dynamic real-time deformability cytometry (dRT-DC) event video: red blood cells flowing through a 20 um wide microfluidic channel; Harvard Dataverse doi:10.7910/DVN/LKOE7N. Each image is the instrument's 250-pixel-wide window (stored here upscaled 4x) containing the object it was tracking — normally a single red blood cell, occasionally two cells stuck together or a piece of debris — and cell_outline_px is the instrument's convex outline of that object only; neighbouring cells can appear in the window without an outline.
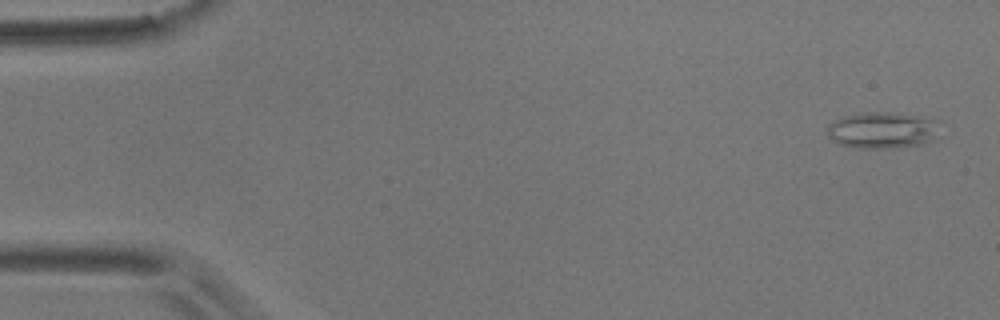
{"species": "common noctule bat (a hibernating species)", "species_latin": "Nyctalus noctula", "temperature_condition": "room temperature", "stored_images_in_passage": 5, "camera_frame_rate_fps": 3000, "um_per_image_px": 0.085, "animal": {"sex": "male", "body_mass_g": 17.9}, "frame": {"image": 1, "passage_image": 1, "time_ms": 0.0, "image_size_px": [1000, 320], "cell_outline_px": [[940, 136], [932, 140], [916, 144], [892, 148], [856, 148], [840, 144], [828, 136], [828, 124], [844, 116], [860, 112], [888, 112], [916, 116], [936, 120]], "centroid_in_image_um": [74.99, 11.06], "position_along_channel_um": 10.0, "area_um2": 23.7}}